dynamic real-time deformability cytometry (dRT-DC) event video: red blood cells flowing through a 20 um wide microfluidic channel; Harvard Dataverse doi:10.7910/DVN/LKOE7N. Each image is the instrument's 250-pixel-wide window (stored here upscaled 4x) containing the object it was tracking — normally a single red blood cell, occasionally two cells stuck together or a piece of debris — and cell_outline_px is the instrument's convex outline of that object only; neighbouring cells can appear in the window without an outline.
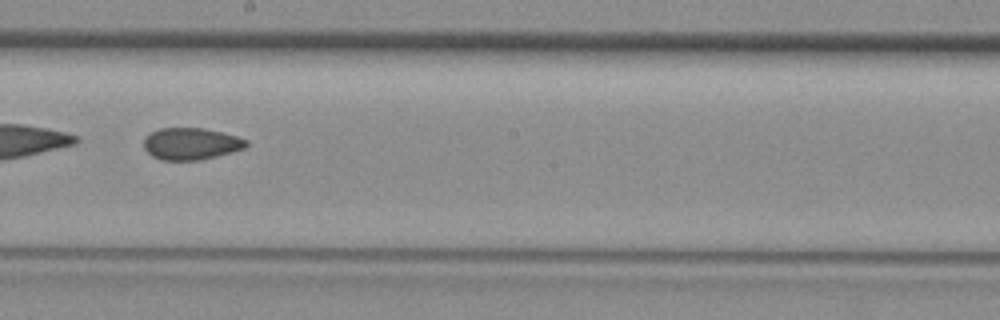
{"species": "common noctule bat (a hibernating species)", "species_latin": "Nyctalus noctula", "temperature_condition": "room temperature", "stored_images_in_passage": 23, "camera_frame_rate_fps": 3000, "um_per_image_px": 0.085, "animal": {"sex": "female", "body_mass_g": 29.2, "forearm_length_mm": 56.3}, "frame": {"image": 1, "passage_image": 10, "time_ms": 3.0, "image_size_px": [1000, 320], "cell_outline_px": [[248, 144], [244, 148], [216, 156], [200, 160], [160, 160], [152, 156], [144, 148], [144, 140], [152, 132], [160, 128], [204, 128], [236, 136], [248, 140]], "centroid_in_image_um": [16.23, 12.22], "position_along_channel_um": 232.0, "area_um2": 18.84}}
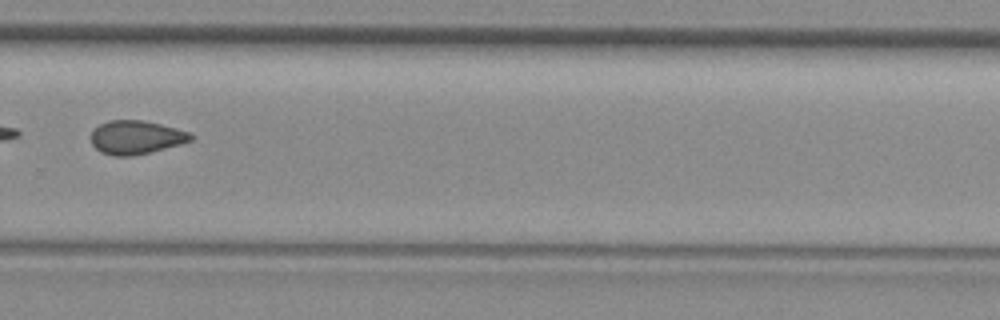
{"frame": {"image": 2, "passage_image": 15, "time_ms": 4.667, "image_size_px": [1000, 320], "cell_outline_px": [[192, 140], [180, 144], [132, 156], [112, 156], [100, 152], [92, 144], [92, 132], [100, 124], [108, 120], [140, 120], [160, 124], [176, 128], [188, 132], [192, 136]], "centroid_in_image_um": [11.53, 11.67], "position_along_channel_um": 318.3, "area_um2": 19.25}}